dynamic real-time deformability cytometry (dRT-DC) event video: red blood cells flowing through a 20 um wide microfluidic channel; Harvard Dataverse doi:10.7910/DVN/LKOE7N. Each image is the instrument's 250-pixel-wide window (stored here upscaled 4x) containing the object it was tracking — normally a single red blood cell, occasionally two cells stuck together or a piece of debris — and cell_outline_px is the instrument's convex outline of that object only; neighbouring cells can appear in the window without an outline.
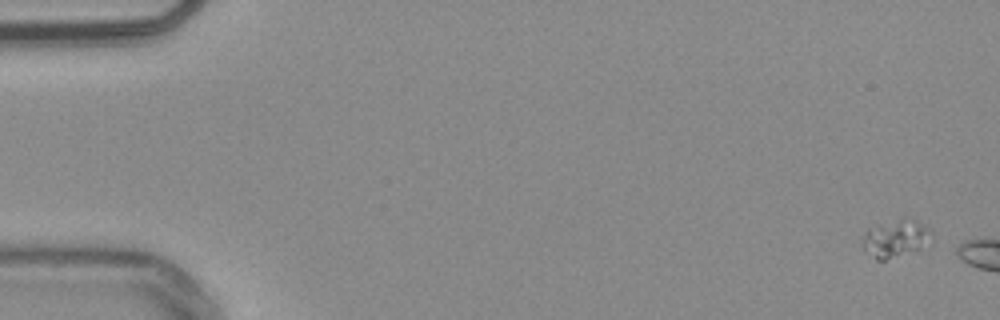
{"species": "common noctule bat (a hibernating species)", "species_latin": "Nyctalus noctula", "temperature_condition": "warm", "stored_images_in_passage": 5, "camera_frame_rate_fps": 3000, "um_per_image_px": 0.085, "animal": {"sex": "male", "body_mass_g": 20.4}, "frame": {"image": 1, "passage_image": 1, "time_ms": 0.0, "image_size_px": [1000, 320], "cell_outline_px": [[932, 240], [920, 248], [884, 260], [876, 260], [860, 244], [868, 228], [904, 216], [912, 216], [928, 228], [932, 232]], "centroid_in_image_um": [76.15, 20.21], "position_along_channel_um": 8.9, "area_um2": 15.2}}